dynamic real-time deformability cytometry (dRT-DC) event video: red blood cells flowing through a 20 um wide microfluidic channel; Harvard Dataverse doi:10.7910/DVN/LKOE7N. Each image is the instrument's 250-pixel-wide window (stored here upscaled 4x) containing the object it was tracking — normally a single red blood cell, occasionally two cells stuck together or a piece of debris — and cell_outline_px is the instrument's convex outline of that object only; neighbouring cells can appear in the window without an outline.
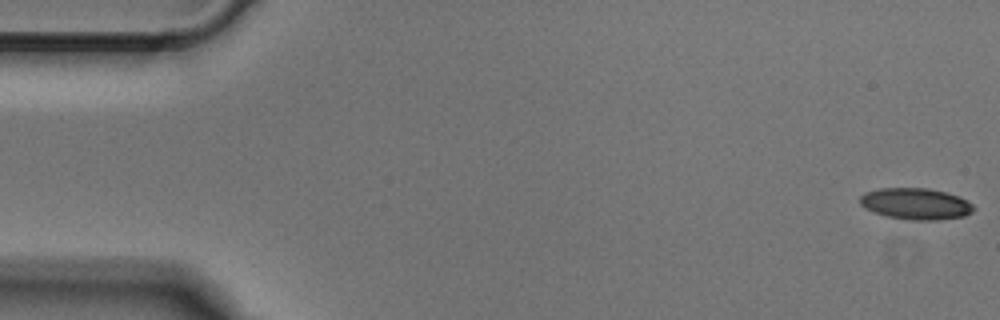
{"species": "Egyptian fruit bat (a non-hibernating species)", "species_latin": "Rousettus aegyptiacus", "temperature_condition": "cold", "stored_images_in_passage": 50, "camera_frame_rate_fps": 3000, "um_per_image_px": 0.085, "animal": {"sex": "male"}, "frame": {"image": 1, "passage_image": 1, "time_ms": 0.0, "image_size_px": [1000, 320], "cell_outline_px": [[976, 208], [972, 212], [964, 216], [936, 220], [908, 220], [888, 216], [872, 212], [864, 208], [860, 204], [860, 196], [864, 192], [880, 188], [928, 188], [960, 196], [968, 200]], "centroid_in_image_um": [77.84, 17.32], "position_along_channel_um": 7.2, "area_um2": 20.98}}
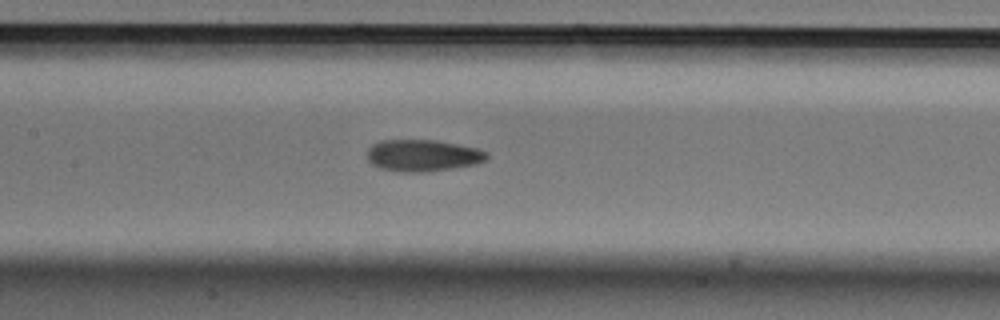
{"frame": {"image": 2, "passage_image": 23, "time_ms": 7.333, "image_size_px": [1000, 320], "cell_outline_px": [[488, 160], [476, 164], [428, 172], [404, 172], [380, 168], [372, 164], [368, 160], [368, 148], [372, 144], [380, 140], [436, 140], [476, 148], [488, 152]], "centroid_in_image_um": [35.94, 13.21], "position_along_channel_um": 171.5, "area_um2": 22.2}}
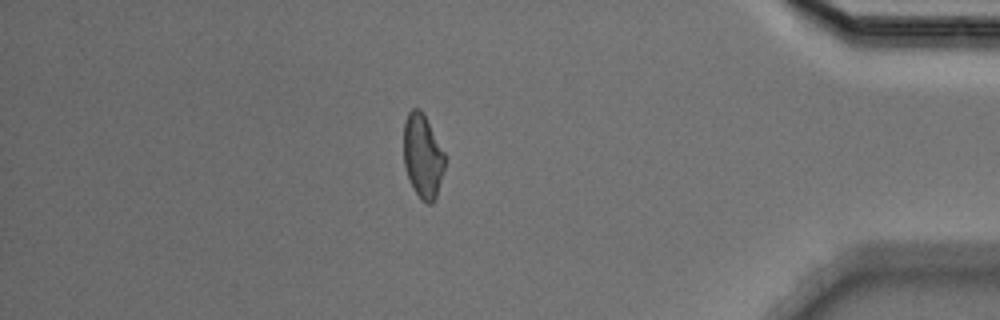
{"frame": {"image": 3, "passage_image": 43, "time_ms": 14.0, "image_size_px": [1000, 320], "cell_outline_px": [[444, 168], [436, 196], [432, 204], [428, 204], [420, 200], [404, 168], [404, 120], [408, 112], [412, 108], [420, 108], [444, 152]], "centroid_in_image_um": [35.91, 13.27], "position_along_channel_um": 399.3, "area_um2": 19.83}}